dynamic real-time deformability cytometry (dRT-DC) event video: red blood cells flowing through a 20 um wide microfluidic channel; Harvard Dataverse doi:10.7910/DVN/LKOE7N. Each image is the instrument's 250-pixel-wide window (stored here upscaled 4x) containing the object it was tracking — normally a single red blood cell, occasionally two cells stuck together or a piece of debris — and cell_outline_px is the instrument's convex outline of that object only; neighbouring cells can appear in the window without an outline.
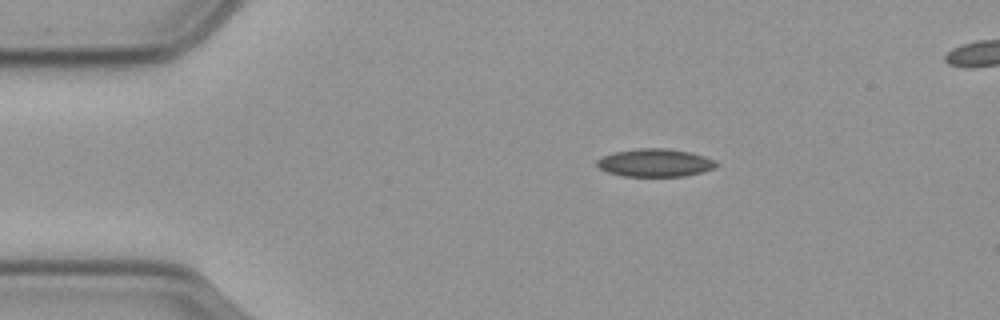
{"species": "common noctule bat (a hibernating species)", "species_latin": "Nyctalus noctula", "temperature_condition": "cold", "stored_images_in_passage": 47, "camera_frame_rate_fps": 3000, "um_per_image_px": 0.085, "animal": {"sex": "male", "body_mass_g": 23.1, "forearm_length_mm": 52.7}, "frame": {"image": 1, "passage_image": 1, "time_ms": 0.0, "image_size_px": [1000, 320], "cell_outline_px": [[720, 164], [712, 168], [700, 172], [684, 176], [624, 176], [608, 172], [600, 168], [596, 164], [596, 160], [604, 156], [616, 152], [636, 148], [664, 148], [688, 152], [704, 156], [716, 160]], "centroid_in_image_um": [55.68, 13.83], "position_along_channel_um": 29.3, "area_um2": 19.19}}
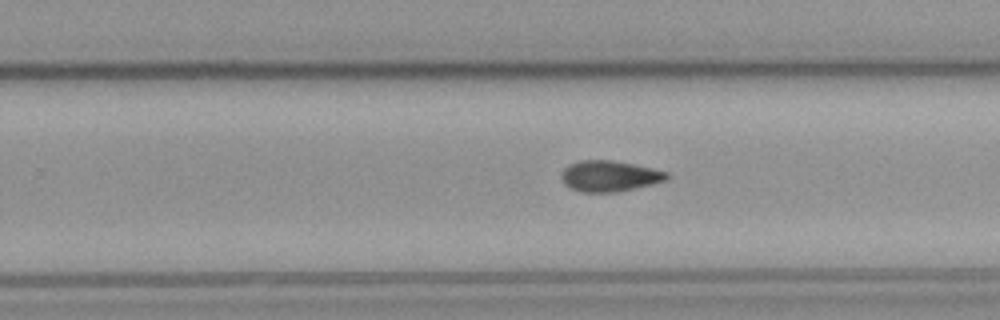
{"frame": {"image": 2, "passage_image": 26, "time_ms": 8.333, "image_size_px": [1000, 320], "cell_outline_px": [[668, 176], [664, 180], [652, 184], [616, 192], [580, 192], [564, 184], [560, 176], [564, 168], [568, 164], [580, 160], [612, 160], [636, 164], [668, 172]], "centroid_in_image_um": [51.77, 14.95], "position_along_channel_um": 278.0, "area_um2": 18.96}}
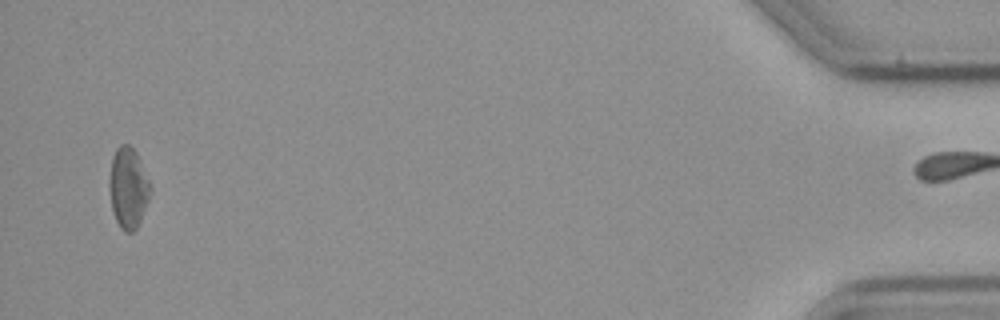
{"frame": {"image": 3, "passage_image": 46, "time_ms": 15.0, "image_size_px": [1000, 320], "cell_outline_px": [[152, 192], [140, 220], [136, 228], [132, 232], [124, 232], [120, 228], [116, 220], [112, 208], [108, 188], [108, 176], [112, 156], [116, 148], [120, 144], [128, 144], [136, 152], [152, 184]], "centroid_in_image_um": [10.89, 15.94], "position_along_channel_um": 424.3, "area_um2": 19.71}}